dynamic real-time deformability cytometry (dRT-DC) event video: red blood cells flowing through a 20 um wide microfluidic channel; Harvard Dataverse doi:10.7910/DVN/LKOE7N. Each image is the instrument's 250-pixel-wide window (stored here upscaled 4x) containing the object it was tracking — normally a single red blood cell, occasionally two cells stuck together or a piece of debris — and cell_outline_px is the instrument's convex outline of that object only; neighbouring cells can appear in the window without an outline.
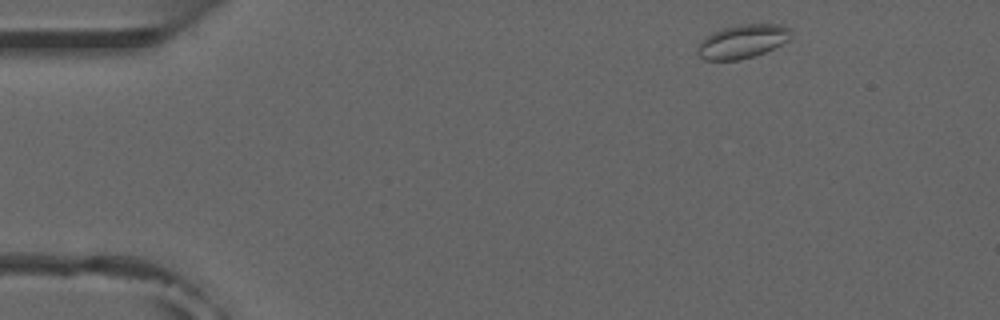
{"species": "common noctule bat (a hibernating species)", "species_latin": "Nyctalus noctula", "temperature_condition": "room temperature", "stored_images_in_passage": 49, "camera_frame_rate_fps": 3000, "um_per_image_px": 0.085, "animal": {"sex": "male", "forearm_length_mm": 52.5}, "frame": {"image": 1, "passage_image": 2, "time_ms": 0.333, "image_size_px": [1000, 320], "cell_outline_px": [[792, 32], [788, 40], [764, 52], [752, 56], [736, 60], [704, 60], [696, 52], [696, 48], [700, 40], [704, 36], [712, 32], [736, 24], [780, 24], [792, 28]], "centroid_in_image_um": [63.07, 3.5], "position_along_channel_um": 21.9, "area_um2": 18.44}}
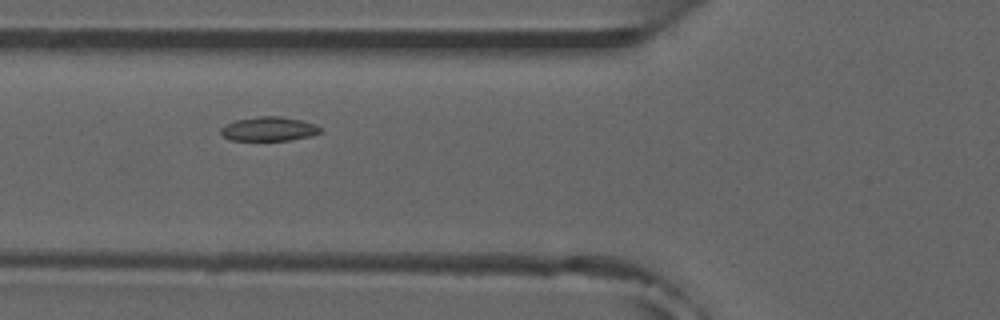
{"frame": {"image": 2, "passage_image": 15, "time_ms": 4.667, "image_size_px": [1000, 320], "cell_outline_px": [[324, 132], [312, 136], [288, 140], [232, 140], [224, 136], [220, 132], [220, 128], [236, 120], [260, 116], [280, 116], [300, 120], [316, 124]], "centroid_in_image_um": [22.91, 10.96], "position_along_channel_um": 102.9, "area_um2": 13.93}}
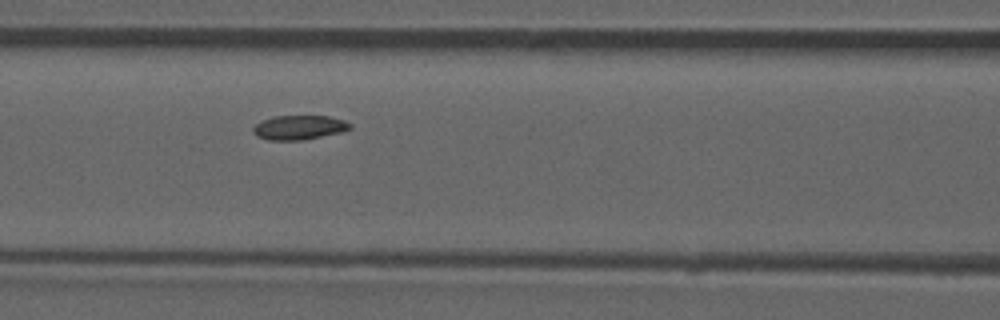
{"frame": {"image": 3, "passage_image": 18, "time_ms": 5.667, "image_size_px": [1000, 320], "cell_outline_px": [[352, 128], [340, 132], [300, 140], [268, 140], [256, 136], [252, 132], [252, 128], [256, 124], [264, 120], [276, 116], [328, 116], [344, 120], [352, 124]], "centroid_in_image_um": [25.41, 10.83], "position_along_channel_um": 141.2, "area_um2": 13.58}}